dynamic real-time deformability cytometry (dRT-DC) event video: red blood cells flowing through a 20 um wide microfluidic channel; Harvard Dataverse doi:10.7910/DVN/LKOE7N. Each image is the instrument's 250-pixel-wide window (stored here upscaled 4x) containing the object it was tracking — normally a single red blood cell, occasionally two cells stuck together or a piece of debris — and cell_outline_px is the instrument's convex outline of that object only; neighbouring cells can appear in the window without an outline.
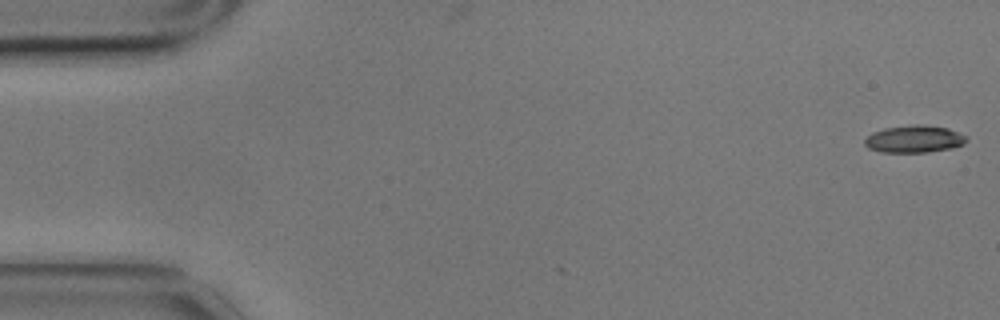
{"species": "common noctule bat (a hibernating species)", "species_latin": "Nyctalus noctula", "temperature_condition": "cold", "stored_images_in_passage": 55, "camera_frame_rate_fps": 3000, "um_per_image_px": 0.085, "animal": {"sex": "male", "body_mass_g": 17.9}, "frame": {"image": 1, "passage_image": 1, "time_ms": 0.0, "image_size_px": [1000, 320], "cell_outline_px": [[968, 140], [964, 144], [952, 148], [928, 152], [880, 152], [868, 148], [864, 144], [864, 140], [872, 132], [884, 128], [916, 124], [924, 124], [948, 128], [968, 136]], "centroid_in_image_um": [77.73, 11.81], "position_along_channel_um": 7.3, "area_um2": 16.36}}
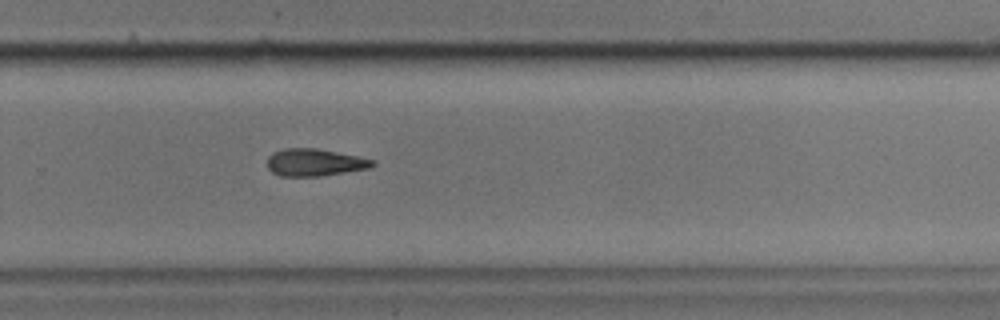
{"frame": {"image": 2, "passage_image": 38, "time_ms": 12.333, "image_size_px": [1000, 320], "cell_outline_px": [[376, 164], [368, 168], [320, 176], [280, 176], [272, 172], [268, 168], [268, 156], [272, 152], [284, 148], [316, 148], [376, 160]], "centroid_in_image_um": [26.72, 13.8], "position_along_channel_um": 303.1, "area_um2": 16.65}}
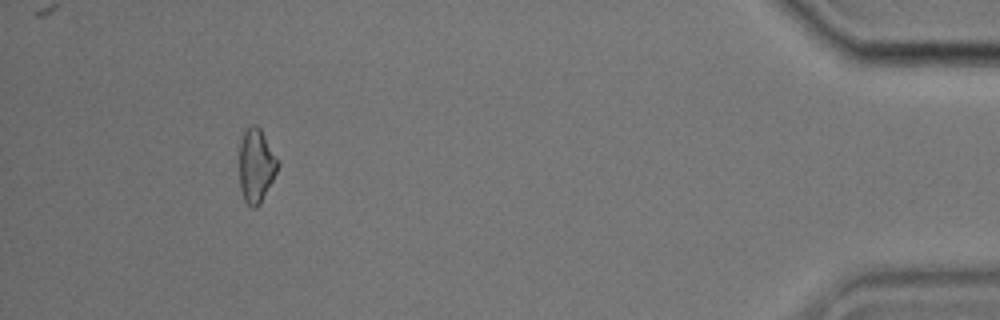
{"frame": {"image": 3, "passage_image": 53, "time_ms": 17.333, "image_size_px": [1000, 320], "cell_outline_px": [[280, 164], [260, 204], [256, 208], [252, 208], [244, 200], [240, 188], [240, 144], [244, 132], [252, 124], [256, 124], [260, 128], [280, 160]], "centroid_in_image_um": [21.79, 14.07], "position_along_channel_um": 413.4, "area_um2": 16.53}}